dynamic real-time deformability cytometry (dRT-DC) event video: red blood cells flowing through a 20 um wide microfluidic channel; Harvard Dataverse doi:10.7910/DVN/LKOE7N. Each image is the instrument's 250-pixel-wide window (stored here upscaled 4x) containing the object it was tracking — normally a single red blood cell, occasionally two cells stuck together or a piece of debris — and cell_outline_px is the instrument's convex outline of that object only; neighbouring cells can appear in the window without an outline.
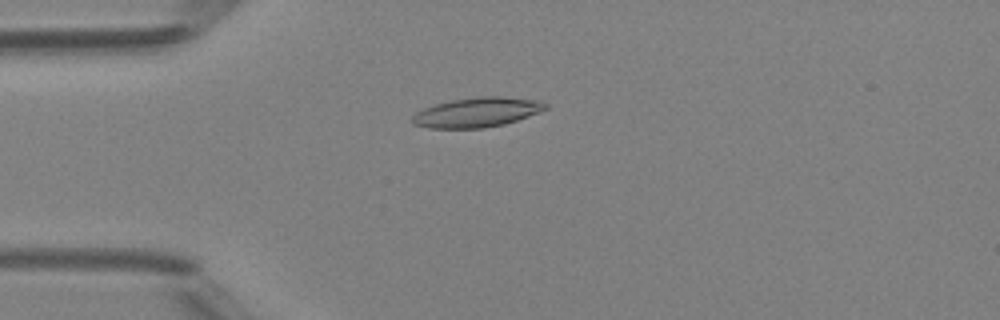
{"species": "Egyptian fruit bat (a non-hibernating species)", "species_latin": "Rousettus aegyptiacus", "temperature_condition": "room temperature", "stored_images_in_passage": 49, "camera_frame_rate_fps": 3000, "um_per_image_px": 0.085, "animal": {"sex": "female"}, "frame": {"image": 1, "passage_image": 13, "time_ms": 4.0, "image_size_px": [1000, 320], "cell_outline_px": [[548, 108], [540, 112], [504, 124], [484, 128], [428, 128], [412, 124], [412, 116], [416, 112], [424, 108], [436, 104], [452, 100], [476, 96], [500, 96], [544, 100], [548, 104]], "centroid_in_image_um": [40.58, 9.53], "position_along_channel_um": 44.4, "area_um2": 23.24}}
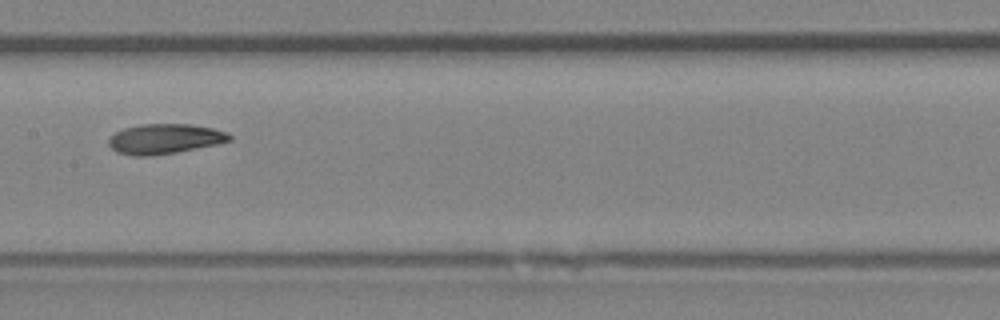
{"frame": {"image": 2, "passage_image": 25, "time_ms": 8.0, "image_size_px": [1000, 320], "cell_outline_px": [[232, 140], [216, 144], [176, 152], [152, 156], [136, 156], [116, 152], [108, 144], [108, 140], [116, 132], [124, 128], [140, 124], [192, 124], [212, 128], [228, 132], [232, 136]], "centroid_in_image_um": [14.01, 11.8], "position_along_channel_um": 193.4, "area_um2": 21.1}}
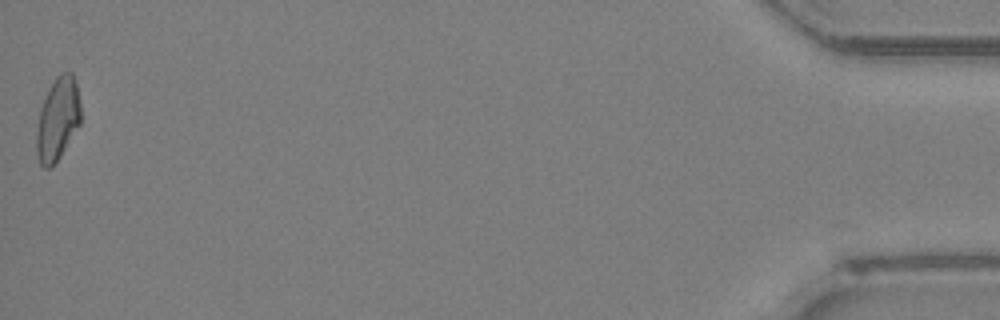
{"frame": {"image": 3, "passage_image": 49, "time_ms": 16.0, "image_size_px": [1000, 320], "cell_outline_px": [[80, 124], [60, 156], [48, 168], [44, 168], [40, 164], [36, 152], [36, 132], [40, 108], [48, 88], [56, 76], [60, 72], [72, 72], [76, 84], [80, 104]], "centroid_in_image_um": [4.89, 10.09], "position_along_channel_um": 430.3, "area_um2": 21.27}, "authors_computed_cell_mechanics": {"area_um2": 21.2704, "velocity_mm_per_s": 4.21, "shape_relaxation_time_tau1_ms": 7.6591, "shape_relaxation_time_tau2_ms": null, "deformation_change_tau1": 0.2257, "deformation_change_tau2": null}}